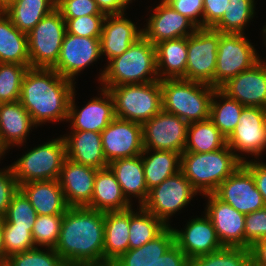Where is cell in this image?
<instances>
[{"label": "cell", "instance_id": "cell-20", "mask_svg": "<svg viewBox=\"0 0 266 266\" xmlns=\"http://www.w3.org/2000/svg\"><path fill=\"white\" fill-rule=\"evenodd\" d=\"M150 9L153 11L146 20L143 35L153 44L160 41L188 37L197 27L184 15L176 12L166 1Z\"/></svg>", "mask_w": 266, "mask_h": 266}, {"label": "cell", "instance_id": "cell-8", "mask_svg": "<svg viewBox=\"0 0 266 266\" xmlns=\"http://www.w3.org/2000/svg\"><path fill=\"white\" fill-rule=\"evenodd\" d=\"M66 22L56 8L27 34L30 68L52 69L59 58Z\"/></svg>", "mask_w": 266, "mask_h": 266}, {"label": "cell", "instance_id": "cell-21", "mask_svg": "<svg viewBox=\"0 0 266 266\" xmlns=\"http://www.w3.org/2000/svg\"><path fill=\"white\" fill-rule=\"evenodd\" d=\"M172 229L175 235V244L189 260L223 248L213 223L206 214L187 221L181 230L173 227Z\"/></svg>", "mask_w": 266, "mask_h": 266}, {"label": "cell", "instance_id": "cell-54", "mask_svg": "<svg viewBox=\"0 0 266 266\" xmlns=\"http://www.w3.org/2000/svg\"><path fill=\"white\" fill-rule=\"evenodd\" d=\"M0 260L4 261L3 218H0Z\"/></svg>", "mask_w": 266, "mask_h": 266}, {"label": "cell", "instance_id": "cell-17", "mask_svg": "<svg viewBox=\"0 0 266 266\" xmlns=\"http://www.w3.org/2000/svg\"><path fill=\"white\" fill-rule=\"evenodd\" d=\"M99 97L90 98V101L81 109L75 104L74 90L68 111L67 122L71 131H94L101 133L115 118L114 101L108 89L99 87Z\"/></svg>", "mask_w": 266, "mask_h": 266}, {"label": "cell", "instance_id": "cell-30", "mask_svg": "<svg viewBox=\"0 0 266 266\" xmlns=\"http://www.w3.org/2000/svg\"><path fill=\"white\" fill-rule=\"evenodd\" d=\"M131 204L123 195L115 174L109 167L97 170L94 180V191L87 208L101 212L124 211Z\"/></svg>", "mask_w": 266, "mask_h": 266}, {"label": "cell", "instance_id": "cell-43", "mask_svg": "<svg viewBox=\"0 0 266 266\" xmlns=\"http://www.w3.org/2000/svg\"><path fill=\"white\" fill-rule=\"evenodd\" d=\"M47 250V251H45ZM7 266H67L55 249L35 247L6 259Z\"/></svg>", "mask_w": 266, "mask_h": 266}, {"label": "cell", "instance_id": "cell-55", "mask_svg": "<svg viewBox=\"0 0 266 266\" xmlns=\"http://www.w3.org/2000/svg\"><path fill=\"white\" fill-rule=\"evenodd\" d=\"M262 33H263L262 35H263V39H264L263 40L264 45L266 47V25L263 26ZM261 58H262V56L260 57V55L258 54V62L266 66V60H263Z\"/></svg>", "mask_w": 266, "mask_h": 266}, {"label": "cell", "instance_id": "cell-50", "mask_svg": "<svg viewBox=\"0 0 266 266\" xmlns=\"http://www.w3.org/2000/svg\"><path fill=\"white\" fill-rule=\"evenodd\" d=\"M229 0H203V28H213L222 18Z\"/></svg>", "mask_w": 266, "mask_h": 266}, {"label": "cell", "instance_id": "cell-53", "mask_svg": "<svg viewBox=\"0 0 266 266\" xmlns=\"http://www.w3.org/2000/svg\"><path fill=\"white\" fill-rule=\"evenodd\" d=\"M105 15L125 13L126 8L118 0H95Z\"/></svg>", "mask_w": 266, "mask_h": 266}, {"label": "cell", "instance_id": "cell-6", "mask_svg": "<svg viewBox=\"0 0 266 266\" xmlns=\"http://www.w3.org/2000/svg\"><path fill=\"white\" fill-rule=\"evenodd\" d=\"M103 88L113 98L116 118L143 124L162 110L160 80Z\"/></svg>", "mask_w": 266, "mask_h": 266}, {"label": "cell", "instance_id": "cell-25", "mask_svg": "<svg viewBox=\"0 0 266 266\" xmlns=\"http://www.w3.org/2000/svg\"><path fill=\"white\" fill-rule=\"evenodd\" d=\"M37 128L20 101L0 103V148L6 153L25 145L30 130Z\"/></svg>", "mask_w": 266, "mask_h": 266}, {"label": "cell", "instance_id": "cell-48", "mask_svg": "<svg viewBox=\"0 0 266 266\" xmlns=\"http://www.w3.org/2000/svg\"><path fill=\"white\" fill-rule=\"evenodd\" d=\"M19 190L12 168H0V218H4L14 194Z\"/></svg>", "mask_w": 266, "mask_h": 266}, {"label": "cell", "instance_id": "cell-42", "mask_svg": "<svg viewBox=\"0 0 266 266\" xmlns=\"http://www.w3.org/2000/svg\"><path fill=\"white\" fill-rule=\"evenodd\" d=\"M37 213L30 204L28 198L19 189L8 206L5 217L3 218V225H16L21 228H32Z\"/></svg>", "mask_w": 266, "mask_h": 266}, {"label": "cell", "instance_id": "cell-18", "mask_svg": "<svg viewBox=\"0 0 266 266\" xmlns=\"http://www.w3.org/2000/svg\"><path fill=\"white\" fill-rule=\"evenodd\" d=\"M214 194L245 215L266 207L252 173L243 164L218 186Z\"/></svg>", "mask_w": 266, "mask_h": 266}, {"label": "cell", "instance_id": "cell-19", "mask_svg": "<svg viewBox=\"0 0 266 266\" xmlns=\"http://www.w3.org/2000/svg\"><path fill=\"white\" fill-rule=\"evenodd\" d=\"M203 196L208 198L204 212L213 223L223 247L245 248L246 215L220 200L214 193Z\"/></svg>", "mask_w": 266, "mask_h": 266}, {"label": "cell", "instance_id": "cell-57", "mask_svg": "<svg viewBox=\"0 0 266 266\" xmlns=\"http://www.w3.org/2000/svg\"><path fill=\"white\" fill-rule=\"evenodd\" d=\"M118 1L127 9L128 5H130L133 0H118Z\"/></svg>", "mask_w": 266, "mask_h": 266}, {"label": "cell", "instance_id": "cell-16", "mask_svg": "<svg viewBox=\"0 0 266 266\" xmlns=\"http://www.w3.org/2000/svg\"><path fill=\"white\" fill-rule=\"evenodd\" d=\"M102 148L106 161L131 158L142 154V124L114 118L101 132Z\"/></svg>", "mask_w": 266, "mask_h": 266}, {"label": "cell", "instance_id": "cell-56", "mask_svg": "<svg viewBox=\"0 0 266 266\" xmlns=\"http://www.w3.org/2000/svg\"><path fill=\"white\" fill-rule=\"evenodd\" d=\"M14 1L16 0H0V11H3L6 7H8Z\"/></svg>", "mask_w": 266, "mask_h": 266}, {"label": "cell", "instance_id": "cell-35", "mask_svg": "<svg viewBox=\"0 0 266 266\" xmlns=\"http://www.w3.org/2000/svg\"><path fill=\"white\" fill-rule=\"evenodd\" d=\"M227 145V138L210 119L189 123L184 152L207 153Z\"/></svg>", "mask_w": 266, "mask_h": 266}, {"label": "cell", "instance_id": "cell-47", "mask_svg": "<svg viewBox=\"0 0 266 266\" xmlns=\"http://www.w3.org/2000/svg\"><path fill=\"white\" fill-rule=\"evenodd\" d=\"M245 248L266 238V207L245 216Z\"/></svg>", "mask_w": 266, "mask_h": 266}, {"label": "cell", "instance_id": "cell-49", "mask_svg": "<svg viewBox=\"0 0 266 266\" xmlns=\"http://www.w3.org/2000/svg\"><path fill=\"white\" fill-rule=\"evenodd\" d=\"M176 12L188 18L197 28H203V0H164Z\"/></svg>", "mask_w": 266, "mask_h": 266}, {"label": "cell", "instance_id": "cell-7", "mask_svg": "<svg viewBox=\"0 0 266 266\" xmlns=\"http://www.w3.org/2000/svg\"><path fill=\"white\" fill-rule=\"evenodd\" d=\"M67 158L64 137L52 139L28 149L10 165L18 185L31 181L58 180Z\"/></svg>", "mask_w": 266, "mask_h": 266}, {"label": "cell", "instance_id": "cell-5", "mask_svg": "<svg viewBox=\"0 0 266 266\" xmlns=\"http://www.w3.org/2000/svg\"><path fill=\"white\" fill-rule=\"evenodd\" d=\"M162 110L188 123L209 119L215 87L185 79L160 80Z\"/></svg>", "mask_w": 266, "mask_h": 266}, {"label": "cell", "instance_id": "cell-34", "mask_svg": "<svg viewBox=\"0 0 266 266\" xmlns=\"http://www.w3.org/2000/svg\"><path fill=\"white\" fill-rule=\"evenodd\" d=\"M57 0H16L3 12L21 32L28 34L46 15L56 9Z\"/></svg>", "mask_w": 266, "mask_h": 266}, {"label": "cell", "instance_id": "cell-11", "mask_svg": "<svg viewBox=\"0 0 266 266\" xmlns=\"http://www.w3.org/2000/svg\"><path fill=\"white\" fill-rule=\"evenodd\" d=\"M189 259L175 244L172 226L145 245L128 250L110 266H187Z\"/></svg>", "mask_w": 266, "mask_h": 266}, {"label": "cell", "instance_id": "cell-24", "mask_svg": "<svg viewBox=\"0 0 266 266\" xmlns=\"http://www.w3.org/2000/svg\"><path fill=\"white\" fill-rule=\"evenodd\" d=\"M97 169L66 158L58 182L69 207L87 206L94 191Z\"/></svg>", "mask_w": 266, "mask_h": 266}, {"label": "cell", "instance_id": "cell-12", "mask_svg": "<svg viewBox=\"0 0 266 266\" xmlns=\"http://www.w3.org/2000/svg\"><path fill=\"white\" fill-rule=\"evenodd\" d=\"M219 31L197 28L187 37L186 80L214 87Z\"/></svg>", "mask_w": 266, "mask_h": 266}, {"label": "cell", "instance_id": "cell-46", "mask_svg": "<svg viewBox=\"0 0 266 266\" xmlns=\"http://www.w3.org/2000/svg\"><path fill=\"white\" fill-rule=\"evenodd\" d=\"M56 8L61 12L63 18L105 15L95 0H57Z\"/></svg>", "mask_w": 266, "mask_h": 266}, {"label": "cell", "instance_id": "cell-3", "mask_svg": "<svg viewBox=\"0 0 266 266\" xmlns=\"http://www.w3.org/2000/svg\"><path fill=\"white\" fill-rule=\"evenodd\" d=\"M106 63L98 75V83L102 87L159 81L156 48L144 35L120 56Z\"/></svg>", "mask_w": 266, "mask_h": 266}, {"label": "cell", "instance_id": "cell-15", "mask_svg": "<svg viewBox=\"0 0 266 266\" xmlns=\"http://www.w3.org/2000/svg\"><path fill=\"white\" fill-rule=\"evenodd\" d=\"M101 58L100 37H83L66 32L58 61L52 69L76 83L77 75Z\"/></svg>", "mask_w": 266, "mask_h": 266}, {"label": "cell", "instance_id": "cell-28", "mask_svg": "<svg viewBox=\"0 0 266 266\" xmlns=\"http://www.w3.org/2000/svg\"><path fill=\"white\" fill-rule=\"evenodd\" d=\"M130 208L104 213L103 266H110L129 250Z\"/></svg>", "mask_w": 266, "mask_h": 266}, {"label": "cell", "instance_id": "cell-58", "mask_svg": "<svg viewBox=\"0 0 266 266\" xmlns=\"http://www.w3.org/2000/svg\"><path fill=\"white\" fill-rule=\"evenodd\" d=\"M5 152L0 148V159L2 158V156L4 157ZM1 161V160H0ZM1 163V162H0Z\"/></svg>", "mask_w": 266, "mask_h": 266}, {"label": "cell", "instance_id": "cell-52", "mask_svg": "<svg viewBox=\"0 0 266 266\" xmlns=\"http://www.w3.org/2000/svg\"><path fill=\"white\" fill-rule=\"evenodd\" d=\"M249 249L252 266H266V238L258 240Z\"/></svg>", "mask_w": 266, "mask_h": 266}, {"label": "cell", "instance_id": "cell-40", "mask_svg": "<svg viewBox=\"0 0 266 266\" xmlns=\"http://www.w3.org/2000/svg\"><path fill=\"white\" fill-rule=\"evenodd\" d=\"M30 65L0 63V103L20 99L22 80Z\"/></svg>", "mask_w": 266, "mask_h": 266}, {"label": "cell", "instance_id": "cell-36", "mask_svg": "<svg viewBox=\"0 0 266 266\" xmlns=\"http://www.w3.org/2000/svg\"><path fill=\"white\" fill-rule=\"evenodd\" d=\"M244 107L220 89H215L210 102L209 119L228 138L238 124Z\"/></svg>", "mask_w": 266, "mask_h": 266}, {"label": "cell", "instance_id": "cell-37", "mask_svg": "<svg viewBox=\"0 0 266 266\" xmlns=\"http://www.w3.org/2000/svg\"><path fill=\"white\" fill-rule=\"evenodd\" d=\"M134 210L130 208L129 250L145 245L168 227L142 206Z\"/></svg>", "mask_w": 266, "mask_h": 266}, {"label": "cell", "instance_id": "cell-41", "mask_svg": "<svg viewBox=\"0 0 266 266\" xmlns=\"http://www.w3.org/2000/svg\"><path fill=\"white\" fill-rule=\"evenodd\" d=\"M63 215H37L32 227V238L36 247L52 248L60 237Z\"/></svg>", "mask_w": 266, "mask_h": 266}, {"label": "cell", "instance_id": "cell-14", "mask_svg": "<svg viewBox=\"0 0 266 266\" xmlns=\"http://www.w3.org/2000/svg\"><path fill=\"white\" fill-rule=\"evenodd\" d=\"M189 123L161 110L142 124L143 148L183 153Z\"/></svg>", "mask_w": 266, "mask_h": 266}, {"label": "cell", "instance_id": "cell-29", "mask_svg": "<svg viewBox=\"0 0 266 266\" xmlns=\"http://www.w3.org/2000/svg\"><path fill=\"white\" fill-rule=\"evenodd\" d=\"M126 199L132 204V197L138 199V206L147 200L146 185L141 154L131 158H120L109 163Z\"/></svg>", "mask_w": 266, "mask_h": 266}, {"label": "cell", "instance_id": "cell-45", "mask_svg": "<svg viewBox=\"0 0 266 266\" xmlns=\"http://www.w3.org/2000/svg\"><path fill=\"white\" fill-rule=\"evenodd\" d=\"M106 15H87L78 18H64L66 31L83 37H100Z\"/></svg>", "mask_w": 266, "mask_h": 266}, {"label": "cell", "instance_id": "cell-38", "mask_svg": "<svg viewBox=\"0 0 266 266\" xmlns=\"http://www.w3.org/2000/svg\"><path fill=\"white\" fill-rule=\"evenodd\" d=\"M255 0H229L227 12L213 29L221 33L245 34L247 25L253 21Z\"/></svg>", "mask_w": 266, "mask_h": 266}, {"label": "cell", "instance_id": "cell-59", "mask_svg": "<svg viewBox=\"0 0 266 266\" xmlns=\"http://www.w3.org/2000/svg\"><path fill=\"white\" fill-rule=\"evenodd\" d=\"M0 266H7L6 261H1L0 260Z\"/></svg>", "mask_w": 266, "mask_h": 266}, {"label": "cell", "instance_id": "cell-27", "mask_svg": "<svg viewBox=\"0 0 266 266\" xmlns=\"http://www.w3.org/2000/svg\"><path fill=\"white\" fill-rule=\"evenodd\" d=\"M37 215H64L68 205L58 180L31 181L19 185Z\"/></svg>", "mask_w": 266, "mask_h": 266}, {"label": "cell", "instance_id": "cell-33", "mask_svg": "<svg viewBox=\"0 0 266 266\" xmlns=\"http://www.w3.org/2000/svg\"><path fill=\"white\" fill-rule=\"evenodd\" d=\"M141 157L148 190L180 171L181 153L144 149Z\"/></svg>", "mask_w": 266, "mask_h": 266}, {"label": "cell", "instance_id": "cell-4", "mask_svg": "<svg viewBox=\"0 0 266 266\" xmlns=\"http://www.w3.org/2000/svg\"><path fill=\"white\" fill-rule=\"evenodd\" d=\"M242 164L243 162L226 145L207 153L183 152L180 171L200 193L199 195H206L214 193Z\"/></svg>", "mask_w": 266, "mask_h": 266}, {"label": "cell", "instance_id": "cell-32", "mask_svg": "<svg viewBox=\"0 0 266 266\" xmlns=\"http://www.w3.org/2000/svg\"><path fill=\"white\" fill-rule=\"evenodd\" d=\"M0 63L30 65L27 34L16 28L0 11Z\"/></svg>", "mask_w": 266, "mask_h": 266}, {"label": "cell", "instance_id": "cell-51", "mask_svg": "<svg viewBox=\"0 0 266 266\" xmlns=\"http://www.w3.org/2000/svg\"><path fill=\"white\" fill-rule=\"evenodd\" d=\"M243 165L252 173L256 188L261 193L266 206V162L251 159L243 162Z\"/></svg>", "mask_w": 266, "mask_h": 266}, {"label": "cell", "instance_id": "cell-39", "mask_svg": "<svg viewBox=\"0 0 266 266\" xmlns=\"http://www.w3.org/2000/svg\"><path fill=\"white\" fill-rule=\"evenodd\" d=\"M187 266H252L250 249L223 247L188 261Z\"/></svg>", "mask_w": 266, "mask_h": 266}, {"label": "cell", "instance_id": "cell-23", "mask_svg": "<svg viewBox=\"0 0 266 266\" xmlns=\"http://www.w3.org/2000/svg\"><path fill=\"white\" fill-rule=\"evenodd\" d=\"M127 13L106 15L100 36L101 56L109 62L120 56L143 35V29L125 17Z\"/></svg>", "mask_w": 266, "mask_h": 266}, {"label": "cell", "instance_id": "cell-9", "mask_svg": "<svg viewBox=\"0 0 266 266\" xmlns=\"http://www.w3.org/2000/svg\"><path fill=\"white\" fill-rule=\"evenodd\" d=\"M245 34L219 32L214 73V87L219 89L229 79L258 63V52Z\"/></svg>", "mask_w": 266, "mask_h": 266}, {"label": "cell", "instance_id": "cell-13", "mask_svg": "<svg viewBox=\"0 0 266 266\" xmlns=\"http://www.w3.org/2000/svg\"><path fill=\"white\" fill-rule=\"evenodd\" d=\"M227 145L242 162L247 161V155L259 159L266 151V109L244 107Z\"/></svg>", "mask_w": 266, "mask_h": 266}, {"label": "cell", "instance_id": "cell-44", "mask_svg": "<svg viewBox=\"0 0 266 266\" xmlns=\"http://www.w3.org/2000/svg\"><path fill=\"white\" fill-rule=\"evenodd\" d=\"M4 261L16 253L34 249L32 228H21L16 225H3Z\"/></svg>", "mask_w": 266, "mask_h": 266}, {"label": "cell", "instance_id": "cell-26", "mask_svg": "<svg viewBox=\"0 0 266 266\" xmlns=\"http://www.w3.org/2000/svg\"><path fill=\"white\" fill-rule=\"evenodd\" d=\"M67 158L97 170L107 168L109 163L103 153L101 133L94 131H70L63 135Z\"/></svg>", "mask_w": 266, "mask_h": 266}, {"label": "cell", "instance_id": "cell-22", "mask_svg": "<svg viewBox=\"0 0 266 266\" xmlns=\"http://www.w3.org/2000/svg\"><path fill=\"white\" fill-rule=\"evenodd\" d=\"M219 89L245 107L266 109V66L258 62L229 79Z\"/></svg>", "mask_w": 266, "mask_h": 266}, {"label": "cell", "instance_id": "cell-2", "mask_svg": "<svg viewBox=\"0 0 266 266\" xmlns=\"http://www.w3.org/2000/svg\"><path fill=\"white\" fill-rule=\"evenodd\" d=\"M75 84L54 69L28 68L19 101L37 126L46 122H67Z\"/></svg>", "mask_w": 266, "mask_h": 266}, {"label": "cell", "instance_id": "cell-31", "mask_svg": "<svg viewBox=\"0 0 266 266\" xmlns=\"http://www.w3.org/2000/svg\"><path fill=\"white\" fill-rule=\"evenodd\" d=\"M155 48L159 80H186L187 37L160 41Z\"/></svg>", "mask_w": 266, "mask_h": 266}, {"label": "cell", "instance_id": "cell-1", "mask_svg": "<svg viewBox=\"0 0 266 266\" xmlns=\"http://www.w3.org/2000/svg\"><path fill=\"white\" fill-rule=\"evenodd\" d=\"M104 212L68 207L63 215L56 253L67 266H103Z\"/></svg>", "mask_w": 266, "mask_h": 266}, {"label": "cell", "instance_id": "cell-10", "mask_svg": "<svg viewBox=\"0 0 266 266\" xmlns=\"http://www.w3.org/2000/svg\"><path fill=\"white\" fill-rule=\"evenodd\" d=\"M198 194L191 182L179 171L150 189L142 207L170 226L171 216L187 207Z\"/></svg>", "mask_w": 266, "mask_h": 266}]
</instances>
